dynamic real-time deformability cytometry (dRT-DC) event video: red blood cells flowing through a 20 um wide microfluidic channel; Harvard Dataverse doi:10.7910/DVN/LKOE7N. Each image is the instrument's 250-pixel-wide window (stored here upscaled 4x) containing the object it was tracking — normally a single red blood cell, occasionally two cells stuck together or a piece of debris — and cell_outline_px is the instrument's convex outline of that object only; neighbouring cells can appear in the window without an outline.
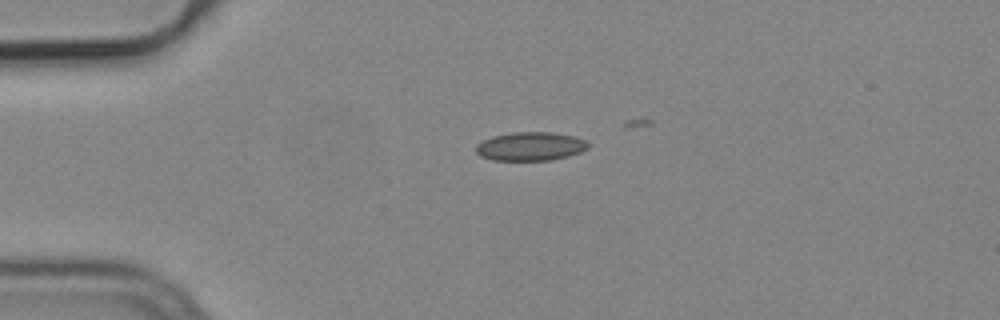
{"species": "common noctule bat (a hibernating species)", "species_latin": "Nyctalus noctula", "temperature_condition": "cold", "stored_images_in_passage": 3, "camera_frame_rate_fps": 3000, "um_per_image_px": 0.085, "animal": {"sex": "male", "body_mass_g": 19.2, "forearm_length_mm": 51.8}, "frame": {"image": 1, "passage_image": 1, "time_ms": 0.0, "image_size_px": [1000, 320], "cell_outline_px": [[588, 148], [580, 152], [568, 156], [552, 160], [492, 160], [480, 156], [476, 152], [476, 144], [492, 136], [512, 132], [552, 132], [572, 136], [584, 140], [588, 144]], "centroid_in_image_um": [45.06, 12.44], "position_along_channel_um": 39.9, "area_um2": 18.67}}